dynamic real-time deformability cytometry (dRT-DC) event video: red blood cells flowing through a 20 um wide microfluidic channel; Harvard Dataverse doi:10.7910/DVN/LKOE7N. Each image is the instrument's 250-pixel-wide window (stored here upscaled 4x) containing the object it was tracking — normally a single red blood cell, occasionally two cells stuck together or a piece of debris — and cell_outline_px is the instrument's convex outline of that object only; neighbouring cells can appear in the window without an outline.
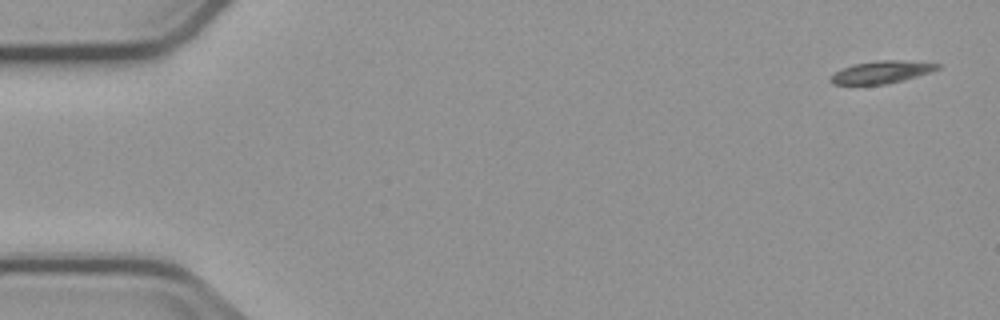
{"species": "common noctule bat (a hibernating species)", "species_latin": "Nyctalus noctula", "temperature_condition": "cold", "stored_images_in_passage": 4, "camera_frame_rate_fps": 3000, "um_per_image_px": 0.085, "animal": {"sex": "male", "body_mass_g": 23.1, "forearm_length_mm": 52.7}, "frame": {"image": 1, "passage_image": 1, "time_ms": 0.0, "image_size_px": [1000, 320], "cell_outline_px": [[940, 68], [916, 76], [884, 84], [832, 84], [828, 80], [828, 76], [844, 68], [856, 64], [880, 60], [900, 60], [940, 64]], "centroid_in_image_um": [74.87, 6.13], "position_along_channel_um": 10.1, "area_um2": 13.53}}
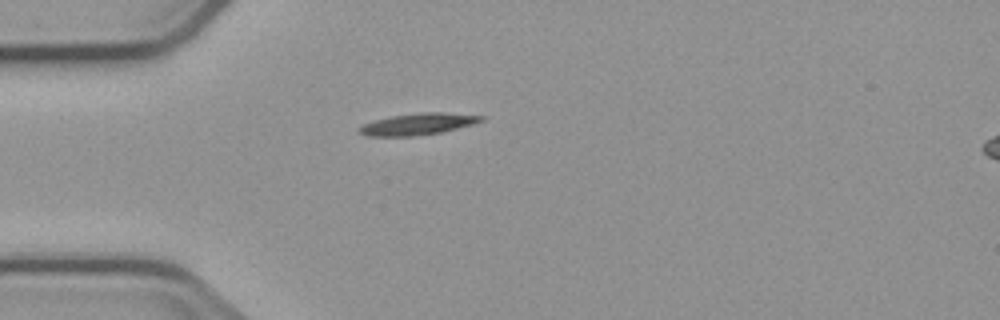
{"frame": {"image": 2, "passage_image": 4, "time_ms": 4.333, "image_size_px": [1000, 320], "cell_outline_px": [[484, 120], [476, 124], [444, 132], [412, 136], [368, 136], [360, 132], [360, 128], [364, 124], [376, 120], [392, 116], [420, 112], [444, 112], [484, 116]], "centroid_in_image_um": [35.63, 10.54], "position_along_channel_um": 49.4, "area_um2": 15.32}}